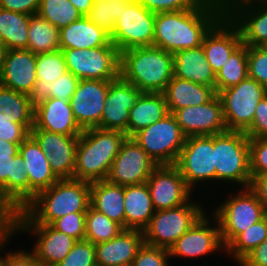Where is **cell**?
Instances as JSON below:
<instances>
[{
	"label": "cell",
	"mask_w": 267,
	"mask_h": 266,
	"mask_svg": "<svg viewBox=\"0 0 267 266\" xmlns=\"http://www.w3.org/2000/svg\"><path fill=\"white\" fill-rule=\"evenodd\" d=\"M172 114L186 137L215 135L228 131L223 105L217 94L205 104L184 107Z\"/></svg>",
	"instance_id": "cell-18"
},
{
	"label": "cell",
	"mask_w": 267,
	"mask_h": 266,
	"mask_svg": "<svg viewBox=\"0 0 267 266\" xmlns=\"http://www.w3.org/2000/svg\"><path fill=\"white\" fill-rule=\"evenodd\" d=\"M124 228L106 215L88 207L85 217V240L92 244L107 242L116 237Z\"/></svg>",
	"instance_id": "cell-40"
},
{
	"label": "cell",
	"mask_w": 267,
	"mask_h": 266,
	"mask_svg": "<svg viewBox=\"0 0 267 266\" xmlns=\"http://www.w3.org/2000/svg\"><path fill=\"white\" fill-rule=\"evenodd\" d=\"M267 238V215L240 233L225 249L238 264Z\"/></svg>",
	"instance_id": "cell-39"
},
{
	"label": "cell",
	"mask_w": 267,
	"mask_h": 266,
	"mask_svg": "<svg viewBox=\"0 0 267 266\" xmlns=\"http://www.w3.org/2000/svg\"><path fill=\"white\" fill-rule=\"evenodd\" d=\"M110 42V35L86 16L60 30V50L102 47Z\"/></svg>",
	"instance_id": "cell-30"
},
{
	"label": "cell",
	"mask_w": 267,
	"mask_h": 266,
	"mask_svg": "<svg viewBox=\"0 0 267 266\" xmlns=\"http://www.w3.org/2000/svg\"><path fill=\"white\" fill-rule=\"evenodd\" d=\"M223 105V115L228 130L245 131L254 119L258 103L267 95V89L247 77L237 85L218 94Z\"/></svg>",
	"instance_id": "cell-10"
},
{
	"label": "cell",
	"mask_w": 267,
	"mask_h": 266,
	"mask_svg": "<svg viewBox=\"0 0 267 266\" xmlns=\"http://www.w3.org/2000/svg\"><path fill=\"white\" fill-rule=\"evenodd\" d=\"M30 135L45 153L55 176L58 179L73 178L79 136H67L42 129H31Z\"/></svg>",
	"instance_id": "cell-20"
},
{
	"label": "cell",
	"mask_w": 267,
	"mask_h": 266,
	"mask_svg": "<svg viewBox=\"0 0 267 266\" xmlns=\"http://www.w3.org/2000/svg\"><path fill=\"white\" fill-rule=\"evenodd\" d=\"M30 132L19 123L13 122L12 116H0V139L11 143H22Z\"/></svg>",
	"instance_id": "cell-50"
},
{
	"label": "cell",
	"mask_w": 267,
	"mask_h": 266,
	"mask_svg": "<svg viewBox=\"0 0 267 266\" xmlns=\"http://www.w3.org/2000/svg\"><path fill=\"white\" fill-rule=\"evenodd\" d=\"M213 213L212 217L218 221L225 248L240 233L266 216L256 193L250 187L226 199Z\"/></svg>",
	"instance_id": "cell-6"
},
{
	"label": "cell",
	"mask_w": 267,
	"mask_h": 266,
	"mask_svg": "<svg viewBox=\"0 0 267 266\" xmlns=\"http://www.w3.org/2000/svg\"><path fill=\"white\" fill-rule=\"evenodd\" d=\"M175 166L192 191L199 182H215L213 135L186 137Z\"/></svg>",
	"instance_id": "cell-12"
},
{
	"label": "cell",
	"mask_w": 267,
	"mask_h": 266,
	"mask_svg": "<svg viewBox=\"0 0 267 266\" xmlns=\"http://www.w3.org/2000/svg\"><path fill=\"white\" fill-rule=\"evenodd\" d=\"M38 264L34 254L26 250L9 252L3 257V266H37Z\"/></svg>",
	"instance_id": "cell-53"
},
{
	"label": "cell",
	"mask_w": 267,
	"mask_h": 266,
	"mask_svg": "<svg viewBox=\"0 0 267 266\" xmlns=\"http://www.w3.org/2000/svg\"><path fill=\"white\" fill-rule=\"evenodd\" d=\"M132 0H94L86 17L111 35L116 21Z\"/></svg>",
	"instance_id": "cell-41"
},
{
	"label": "cell",
	"mask_w": 267,
	"mask_h": 266,
	"mask_svg": "<svg viewBox=\"0 0 267 266\" xmlns=\"http://www.w3.org/2000/svg\"><path fill=\"white\" fill-rule=\"evenodd\" d=\"M18 153L0 159V213L8 219L29 202V176Z\"/></svg>",
	"instance_id": "cell-14"
},
{
	"label": "cell",
	"mask_w": 267,
	"mask_h": 266,
	"mask_svg": "<svg viewBox=\"0 0 267 266\" xmlns=\"http://www.w3.org/2000/svg\"><path fill=\"white\" fill-rule=\"evenodd\" d=\"M90 206L125 229L124 186L106 180L91 182Z\"/></svg>",
	"instance_id": "cell-33"
},
{
	"label": "cell",
	"mask_w": 267,
	"mask_h": 266,
	"mask_svg": "<svg viewBox=\"0 0 267 266\" xmlns=\"http://www.w3.org/2000/svg\"><path fill=\"white\" fill-rule=\"evenodd\" d=\"M90 206V182L59 179L38 192L20 211L7 219V224H44L74 212H87Z\"/></svg>",
	"instance_id": "cell-2"
},
{
	"label": "cell",
	"mask_w": 267,
	"mask_h": 266,
	"mask_svg": "<svg viewBox=\"0 0 267 266\" xmlns=\"http://www.w3.org/2000/svg\"><path fill=\"white\" fill-rule=\"evenodd\" d=\"M30 16L0 8V37L4 50L27 49Z\"/></svg>",
	"instance_id": "cell-35"
},
{
	"label": "cell",
	"mask_w": 267,
	"mask_h": 266,
	"mask_svg": "<svg viewBox=\"0 0 267 266\" xmlns=\"http://www.w3.org/2000/svg\"><path fill=\"white\" fill-rule=\"evenodd\" d=\"M169 114L163 93L141 92L129 110L128 137Z\"/></svg>",
	"instance_id": "cell-32"
},
{
	"label": "cell",
	"mask_w": 267,
	"mask_h": 266,
	"mask_svg": "<svg viewBox=\"0 0 267 266\" xmlns=\"http://www.w3.org/2000/svg\"><path fill=\"white\" fill-rule=\"evenodd\" d=\"M67 70L65 58L62 50L36 55L37 80L34 88V99H36L44 89L52 84Z\"/></svg>",
	"instance_id": "cell-37"
},
{
	"label": "cell",
	"mask_w": 267,
	"mask_h": 266,
	"mask_svg": "<svg viewBox=\"0 0 267 266\" xmlns=\"http://www.w3.org/2000/svg\"><path fill=\"white\" fill-rule=\"evenodd\" d=\"M214 165L217 182H235L250 187L249 137L244 131L228 130L213 135Z\"/></svg>",
	"instance_id": "cell-5"
},
{
	"label": "cell",
	"mask_w": 267,
	"mask_h": 266,
	"mask_svg": "<svg viewBox=\"0 0 267 266\" xmlns=\"http://www.w3.org/2000/svg\"><path fill=\"white\" fill-rule=\"evenodd\" d=\"M7 227V219L0 213V233Z\"/></svg>",
	"instance_id": "cell-60"
},
{
	"label": "cell",
	"mask_w": 267,
	"mask_h": 266,
	"mask_svg": "<svg viewBox=\"0 0 267 266\" xmlns=\"http://www.w3.org/2000/svg\"><path fill=\"white\" fill-rule=\"evenodd\" d=\"M250 188L256 193L267 215V174L253 176Z\"/></svg>",
	"instance_id": "cell-55"
},
{
	"label": "cell",
	"mask_w": 267,
	"mask_h": 266,
	"mask_svg": "<svg viewBox=\"0 0 267 266\" xmlns=\"http://www.w3.org/2000/svg\"><path fill=\"white\" fill-rule=\"evenodd\" d=\"M192 200L182 206L157 210L143 230L144 243L170 250L175 242L205 213Z\"/></svg>",
	"instance_id": "cell-7"
},
{
	"label": "cell",
	"mask_w": 267,
	"mask_h": 266,
	"mask_svg": "<svg viewBox=\"0 0 267 266\" xmlns=\"http://www.w3.org/2000/svg\"><path fill=\"white\" fill-rule=\"evenodd\" d=\"M157 165H175L186 136L172 113L133 136Z\"/></svg>",
	"instance_id": "cell-9"
},
{
	"label": "cell",
	"mask_w": 267,
	"mask_h": 266,
	"mask_svg": "<svg viewBox=\"0 0 267 266\" xmlns=\"http://www.w3.org/2000/svg\"><path fill=\"white\" fill-rule=\"evenodd\" d=\"M40 0H0V8L27 15H36Z\"/></svg>",
	"instance_id": "cell-52"
},
{
	"label": "cell",
	"mask_w": 267,
	"mask_h": 266,
	"mask_svg": "<svg viewBox=\"0 0 267 266\" xmlns=\"http://www.w3.org/2000/svg\"><path fill=\"white\" fill-rule=\"evenodd\" d=\"M20 144L21 143H11L0 139V159L16 156L19 153Z\"/></svg>",
	"instance_id": "cell-56"
},
{
	"label": "cell",
	"mask_w": 267,
	"mask_h": 266,
	"mask_svg": "<svg viewBox=\"0 0 267 266\" xmlns=\"http://www.w3.org/2000/svg\"><path fill=\"white\" fill-rule=\"evenodd\" d=\"M141 94L133 84L121 77L109 84L102 117L98 128L119 130L128 137L129 110L134 106Z\"/></svg>",
	"instance_id": "cell-23"
},
{
	"label": "cell",
	"mask_w": 267,
	"mask_h": 266,
	"mask_svg": "<svg viewBox=\"0 0 267 266\" xmlns=\"http://www.w3.org/2000/svg\"><path fill=\"white\" fill-rule=\"evenodd\" d=\"M31 129L67 136H80L83 132L76 122L70 102L50 97L35 99L34 126Z\"/></svg>",
	"instance_id": "cell-24"
},
{
	"label": "cell",
	"mask_w": 267,
	"mask_h": 266,
	"mask_svg": "<svg viewBox=\"0 0 267 266\" xmlns=\"http://www.w3.org/2000/svg\"><path fill=\"white\" fill-rule=\"evenodd\" d=\"M127 135L119 130L98 127L83 130L78 139L73 179L105 180Z\"/></svg>",
	"instance_id": "cell-3"
},
{
	"label": "cell",
	"mask_w": 267,
	"mask_h": 266,
	"mask_svg": "<svg viewBox=\"0 0 267 266\" xmlns=\"http://www.w3.org/2000/svg\"><path fill=\"white\" fill-rule=\"evenodd\" d=\"M67 70L79 80L114 81L120 77V52L110 42L89 49H63Z\"/></svg>",
	"instance_id": "cell-8"
},
{
	"label": "cell",
	"mask_w": 267,
	"mask_h": 266,
	"mask_svg": "<svg viewBox=\"0 0 267 266\" xmlns=\"http://www.w3.org/2000/svg\"><path fill=\"white\" fill-rule=\"evenodd\" d=\"M143 243V231L124 229L111 240L95 244L96 264L97 266L130 264Z\"/></svg>",
	"instance_id": "cell-26"
},
{
	"label": "cell",
	"mask_w": 267,
	"mask_h": 266,
	"mask_svg": "<svg viewBox=\"0 0 267 266\" xmlns=\"http://www.w3.org/2000/svg\"><path fill=\"white\" fill-rule=\"evenodd\" d=\"M36 80V54L28 49L1 52L0 85L34 98Z\"/></svg>",
	"instance_id": "cell-17"
},
{
	"label": "cell",
	"mask_w": 267,
	"mask_h": 266,
	"mask_svg": "<svg viewBox=\"0 0 267 266\" xmlns=\"http://www.w3.org/2000/svg\"><path fill=\"white\" fill-rule=\"evenodd\" d=\"M82 16H86L93 5L94 0H69Z\"/></svg>",
	"instance_id": "cell-57"
},
{
	"label": "cell",
	"mask_w": 267,
	"mask_h": 266,
	"mask_svg": "<svg viewBox=\"0 0 267 266\" xmlns=\"http://www.w3.org/2000/svg\"><path fill=\"white\" fill-rule=\"evenodd\" d=\"M3 50H4V46H3L2 39L0 37V51L2 52Z\"/></svg>",
	"instance_id": "cell-61"
},
{
	"label": "cell",
	"mask_w": 267,
	"mask_h": 266,
	"mask_svg": "<svg viewBox=\"0 0 267 266\" xmlns=\"http://www.w3.org/2000/svg\"><path fill=\"white\" fill-rule=\"evenodd\" d=\"M225 15L205 0L199 7L155 14L153 46L171 54L202 46L204 37Z\"/></svg>",
	"instance_id": "cell-1"
},
{
	"label": "cell",
	"mask_w": 267,
	"mask_h": 266,
	"mask_svg": "<svg viewBox=\"0 0 267 266\" xmlns=\"http://www.w3.org/2000/svg\"><path fill=\"white\" fill-rule=\"evenodd\" d=\"M111 82L94 79L79 80L69 102L76 122L82 130L99 125Z\"/></svg>",
	"instance_id": "cell-19"
},
{
	"label": "cell",
	"mask_w": 267,
	"mask_h": 266,
	"mask_svg": "<svg viewBox=\"0 0 267 266\" xmlns=\"http://www.w3.org/2000/svg\"><path fill=\"white\" fill-rule=\"evenodd\" d=\"M125 229L143 231L155 209L147 183L124 186Z\"/></svg>",
	"instance_id": "cell-31"
},
{
	"label": "cell",
	"mask_w": 267,
	"mask_h": 266,
	"mask_svg": "<svg viewBox=\"0 0 267 266\" xmlns=\"http://www.w3.org/2000/svg\"><path fill=\"white\" fill-rule=\"evenodd\" d=\"M120 77L141 92L163 93L173 78V54L155 46L124 50Z\"/></svg>",
	"instance_id": "cell-4"
},
{
	"label": "cell",
	"mask_w": 267,
	"mask_h": 266,
	"mask_svg": "<svg viewBox=\"0 0 267 266\" xmlns=\"http://www.w3.org/2000/svg\"><path fill=\"white\" fill-rule=\"evenodd\" d=\"M157 166L133 137H126L105 180L120 186L146 183Z\"/></svg>",
	"instance_id": "cell-13"
},
{
	"label": "cell",
	"mask_w": 267,
	"mask_h": 266,
	"mask_svg": "<svg viewBox=\"0 0 267 266\" xmlns=\"http://www.w3.org/2000/svg\"><path fill=\"white\" fill-rule=\"evenodd\" d=\"M225 14L238 27L243 44L262 46L267 41V0H243Z\"/></svg>",
	"instance_id": "cell-22"
},
{
	"label": "cell",
	"mask_w": 267,
	"mask_h": 266,
	"mask_svg": "<svg viewBox=\"0 0 267 266\" xmlns=\"http://www.w3.org/2000/svg\"><path fill=\"white\" fill-rule=\"evenodd\" d=\"M7 228L14 234L23 230L30 231L36 236L32 253L42 266H56L72 250L76 239L44 224H7Z\"/></svg>",
	"instance_id": "cell-16"
},
{
	"label": "cell",
	"mask_w": 267,
	"mask_h": 266,
	"mask_svg": "<svg viewBox=\"0 0 267 266\" xmlns=\"http://www.w3.org/2000/svg\"><path fill=\"white\" fill-rule=\"evenodd\" d=\"M154 26L155 13L132 0L116 21L110 39L119 52L153 46Z\"/></svg>",
	"instance_id": "cell-11"
},
{
	"label": "cell",
	"mask_w": 267,
	"mask_h": 266,
	"mask_svg": "<svg viewBox=\"0 0 267 266\" xmlns=\"http://www.w3.org/2000/svg\"><path fill=\"white\" fill-rule=\"evenodd\" d=\"M242 43L238 27L225 14L206 34L202 44L215 74Z\"/></svg>",
	"instance_id": "cell-25"
},
{
	"label": "cell",
	"mask_w": 267,
	"mask_h": 266,
	"mask_svg": "<svg viewBox=\"0 0 267 266\" xmlns=\"http://www.w3.org/2000/svg\"><path fill=\"white\" fill-rule=\"evenodd\" d=\"M19 153L29 176L30 201L38 192L49 188L59 179L51 171L48 158L31 135L20 144Z\"/></svg>",
	"instance_id": "cell-27"
},
{
	"label": "cell",
	"mask_w": 267,
	"mask_h": 266,
	"mask_svg": "<svg viewBox=\"0 0 267 266\" xmlns=\"http://www.w3.org/2000/svg\"><path fill=\"white\" fill-rule=\"evenodd\" d=\"M267 50V41L262 45Z\"/></svg>",
	"instance_id": "cell-62"
},
{
	"label": "cell",
	"mask_w": 267,
	"mask_h": 266,
	"mask_svg": "<svg viewBox=\"0 0 267 266\" xmlns=\"http://www.w3.org/2000/svg\"><path fill=\"white\" fill-rule=\"evenodd\" d=\"M163 94L169 113H173L184 107L198 106L209 102L216 95V91L214 87L173 76Z\"/></svg>",
	"instance_id": "cell-29"
},
{
	"label": "cell",
	"mask_w": 267,
	"mask_h": 266,
	"mask_svg": "<svg viewBox=\"0 0 267 266\" xmlns=\"http://www.w3.org/2000/svg\"><path fill=\"white\" fill-rule=\"evenodd\" d=\"M173 76L215 88L216 74L202 46L173 54Z\"/></svg>",
	"instance_id": "cell-28"
},
{
	"label": "cell",
	"mask_w": 267,
	"mask_h": 266,
	"mask_svg": "<svg viewBox=\"0 0 267 266\" xmlns=\"http://www.w3.org/2000/svg\"><path fill=\"white\" fill-rule=\"evenodd\" d=\"M248 77L267 89V50L262 46H247Z\"/></svg>",
	"instance_id": "cell-44"
},
{
	"label": "cell",
	"mask_w": 267,
	"mask_h": 266,
	"mask_svg": "<svg viewBox=\"0 0 267 266\" xmlns=\"http://www.w3.org/2000/svg\"><path fill=\"white\" fill-rule=\"evenodd\" d=\"M169 257L168 249L143 243L132 264L133 266H170Z\"/></svg>",
	"instance_id": "cell-47"
},
{
	"label": "cell",
	"mask_w": 267,
	"mask_h": 266,
	"mask_svg": "<svg viewBox=\"0 0 267 266\" xmlns=\"http://www.w3.org/2000/svg\"><path fill=\"white\" fill-rule=\"evenodd\" d=\"M56 266H97L95 244L85 239L77 241L69 254Z\"/></svg>",
	"instance_id": "cell-43"
},
{
	"label": "cell",
	"mask_w": 267,
	"mask_h": 266,
	"mask_svg": "<svg viewBox=\"0 0 267 266\" xmlns=\"http://www.w3.org/2000/svg\"><path fill=\"white\" fill-rule=\"evenodd\" d=\"M27 49L36 55L60 50V30L37 14L31 15Z\"/></svg>",
	"instance_id": "cell-36"
},
{
	"label": "cell",
	"mask_w": 267,
	"mask_h": 266,
	"mask_svg": "<svg viewBox=\"0 0 267 266\" xmlns=\"http://www.w3.org/2000/svg\"><path fill=\"white\" fill-rule=\"evenodd\" d=\"M205 212L170 248V257L194 258L205 256L219 249L225 251L217 219L215 227Z\"/></svg>",
	"instance_id": "cell-21"
},
{
	"label": "cell",
	"mask_w": 267,
	"mask_h": 266,
	"mask_svg": "<svg viewBox=\"0 0 267 266\" xmlns=\"http://www.w3.org/2000/svg\"><path fill=\"white\" fill-rule=\"evenodd\" d=\"M215 6L220 7L225 12L235 3L243 0H211Z\"/></svg>",
	"instance_id": "cell-59"
},
{
	"label": "cell",
	"mask_w": 267,
	"mask_h": 266,
	"mask_svg": "<svg viewBox=\"0 0 267 266\" xmlns=\"http://www.w3.org/2000/svg\"><path fill=\"white\" fill-rule=\"evenodd\" d=\"M239 266H267V238L248 254Z\"/></svg>",
	"instance_id": "cell-54"
},
{
	"label": "cell",
	"mask_w": 267,
	"mask_h": 266,
	"mask_svg": "<svg viewBox=\"0 0 267 266\" xmlns=\"http://www.w3.org/2000/svg\"><path fill=\"white\" fill-rule=\"evenodd\" d=\"M120 266H133V264L130 263V264H124V265H120Z\"/></svg>",
	"instance_id": "cell-63"
},
{
	"label": "cell",
	"mask_w": 267,
	"mask_h": 266,
	"mask_svg": "<svg viewBox=\"0 0 267 266\" xmlns=\"http://www.w3.org/2000/svg\"><path fill=\"white\" fill-rule=\"evenodd\" d=\"M86 212H74L54 220L50 225L77 241L85 239Z\"/></svg>",
	"instance_id": "cell-46"
},
{
	"label": "cell",
	"mask_w": 267,
	"mask_h": 266,
	"mask_svg": "<svg viewBox=\"0 0 267 266\" xmlns=\"http://www.w3.org/2000/svg\"><path fill=\"white\" fill-rule=\"evenodd\" d=\"M35 99L0 85V116H12L29 132L34 126Z\"/></svg>",
	"instance_id": "cell-34"
},
{
	"label": "cell",
	"mask_w": 267,
	"mask_h": 266,
	"mask_svg": "<svg viewBox=\"0 0 267 266\" xmlns=\"http://www.w3.org/2000/svg\"><path fill=\"white\" fill-rule=\"evenodd\" d=\"M248 77L247 45L241 44L216 73L215 91L237 85Z\"/></svg>",
	"instance_id": "cell-38"
},
{
	"label": "cell",
	"mask_w": 267,
	"mask_h": 266,
	"mask_svg": "<svg viewBox=\"0 0 267 266\" xmlns=\"http://www.w3.org/2000/svg\"><path fill=\"white\" fill-rule=\"evenodd\" d=\"M153 13L172 12L199 7L205 0H138Z\"/></svg>",
	"instance_id": "cell-49"
},
{
	"label": "cell",
	"mask_w": 267,
	"mask_h": 266,
	"mask_svg": "<svg viewBox=\"0 0 267 266\" xmlns=\"http://www.w3.org/2000/svg\"><path fill=\"white\" fill-rule=\"evenodd\" d=\"M13 236V233L6 227L0 233V252L3 246L7 244V241ZM0 266H3V258L0 256Z\"/></svg>",
	"instance_id": "cell-58"
},
{
	"label": "cell",
	"mask_w": 267,
	"mask_h": 266,
	"mask_svg": "<svg viewBox=\"0 0 267 266\" xmlns=\"http://www.w3.org/2000/svg\"><path fill=\"white\" fill-rule=\"evenodd\" d=\"M251 177L267 174V138H249Z\"/></svg>",
	"instance_id": "cell-48"
},
{
	"label": "cell",
	"mask_w": 267,
	"mask_h": 266,
	"mask_svg": "<svg viewBox=\"0 0 267 266\" xmlns=\"http://www.w3.org/2000/svg\"><path fill=\"white\" fill-rule=\"evenodd\" d=\"M78 82L79 79L68 71L48 85L37 98L50 97L70 101Z\"/></svg>",
	"instance_id": "cell-45"
},
{
	"label": "cell",
	"mask_w": 267,
	"mask_h": 266,
	"mask_svg": "<svg viewBox=\"0 0 267 266\" xmlns=\"http://www.w3.org/2000/svg\"><path fill=\"white\" fill-rule=\"evenodd\" d=\"M37 15L59 30L82 17L69 0H40Z\"/></svg>",
	"instance_id": "cell-42"
},
{
	"label": "cell",
	"mask_w": 267,
	"mask_h": 266,
	"mask_svg": "<svg viewBox=\"0 0 267 266\" xmlns=\"http://www.w3.org/2000/svg\"><path fill=\"white\" fill-rule=\"evenodd\" d=\"M244 132L249 138H267V95L258 103L252 124Z\"/></svg>",
	"instance_id": "cell-51"
},
{
	"label": "cell",
	"mask_w": 267,
	"mask_h": 266,
	"mask_svg": "<svg viewBox=\"0 0 267 266\" xmlns=\"http://www.w3.org/2000/svg\"><path fill=\"white\" fill-rule=\"evenodd\" d=\"M146 183L155 211L182 206L193 194L175 165H158Z\"/></svg>",
	"instance_id": "cell-15"
}]
</instances>
